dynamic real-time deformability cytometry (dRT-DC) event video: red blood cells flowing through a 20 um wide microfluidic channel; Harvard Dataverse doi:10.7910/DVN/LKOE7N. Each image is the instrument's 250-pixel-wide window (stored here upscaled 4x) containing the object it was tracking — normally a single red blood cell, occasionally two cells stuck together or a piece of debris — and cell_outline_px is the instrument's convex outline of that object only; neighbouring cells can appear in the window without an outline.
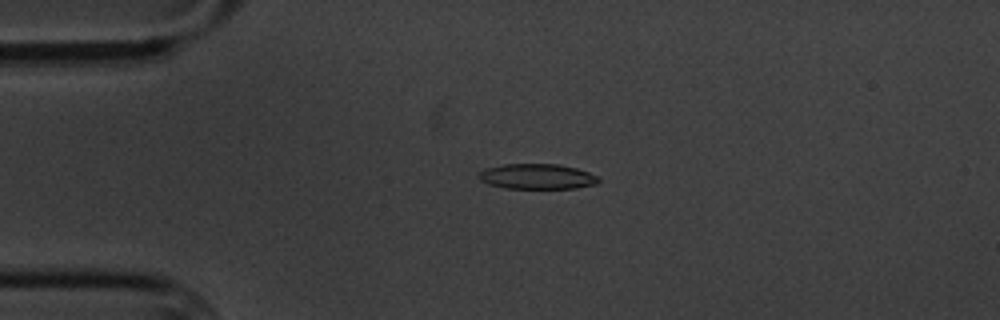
{"species": "common noctule bat (a hibernating species)", "species_latin": "Nyctalus noctula", "temperature_condition": "cold", "stored_images_in_passage": 3, "camera_frame_rate_fps": 3000, "um_per_image_px": 0.085, "animal": {"sex": "male", "body_mass_g": 20.1, "forearm_length_mm": 53.5}, "frame": {"image": 1, "passage_image": 1, "time_ms": 0.0, "image_size_px": [1000, 320], "cell_outline_px": [[600, 180], [596, 184], [576, 188], [504, 188], [488, 184], [480, 180], [476, 176], [484, 168], [504, 164], [560, 164], [576, 168], [588, 172], [596, 176]], "centroid_in_image_um": [45.61, 15.0], "position_along_channel_um": 39.4, "area_um2": 17.69}}
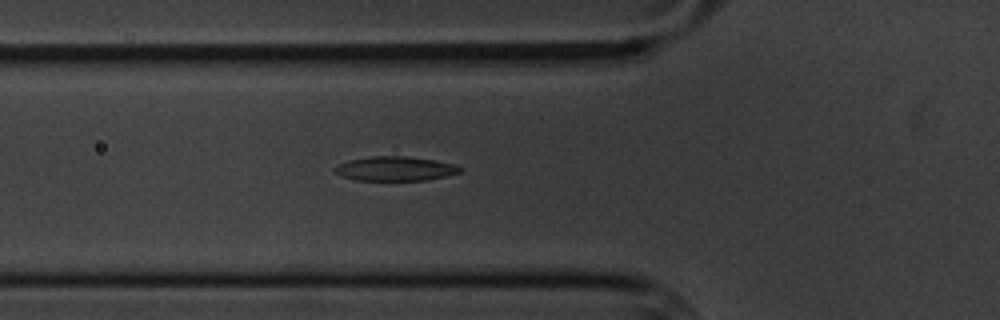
{"frame": {"image": 2, "passage_image": 3, "time_ms": 2.333, "image_size_px": [1000, 320], "cell_outline_px": [[464, 168], [460, 172], [448, 176], [428, 180], [356, 180], [340, 176], [332, 168], [336, 164], [348, 160], [372, 156], [404, 156], [432, 160], [456, 164]], "centroid_in_image_um": [33.58, 14.34], "position_along_channel_um": 92.2, "area_um2": 17.92}}